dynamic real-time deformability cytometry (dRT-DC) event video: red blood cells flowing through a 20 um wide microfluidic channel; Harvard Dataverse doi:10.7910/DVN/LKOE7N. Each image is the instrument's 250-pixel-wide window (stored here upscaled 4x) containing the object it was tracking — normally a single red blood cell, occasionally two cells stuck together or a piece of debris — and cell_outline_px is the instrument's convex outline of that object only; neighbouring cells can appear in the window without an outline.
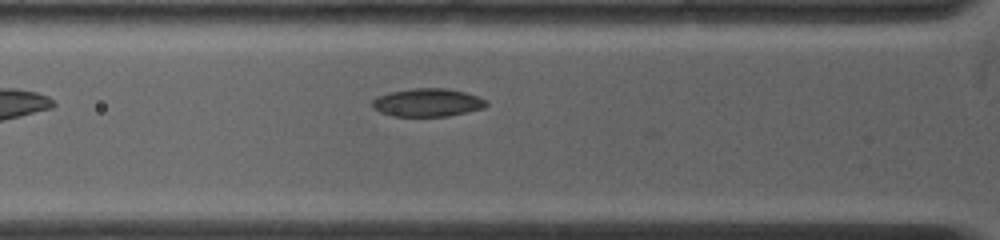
{"species": "common noctule bat (a hibernating species)", "species_latin": "Nyctalus noctula", "temperature_condition": "warm", "stored_images_in_passage": 32, "camera_frame_rate_fps": 4500, "um_per_image_px": 0.085, "animal": {"sex": "female", "body_mass_g": 19.0, "forearm_length_mm": 53.3}, "frame": {"image": 1, "passage_image": 4, "time_ms": 0.667, "image_size_px": [1000, 240], "cell_outline_px": [[488, 104], [484, 108], [468, 112], [448, 116], [392, 116], [380, 112], [372, 108], [372, 100], [376, 96], [392, 92], [412, 88], [448, 88], [464, 92], [488, 100]], "centroid_in_image_um": [36.34, 8.72], "position_along_channel_um": 89.5, "area_um2": 18.79}}
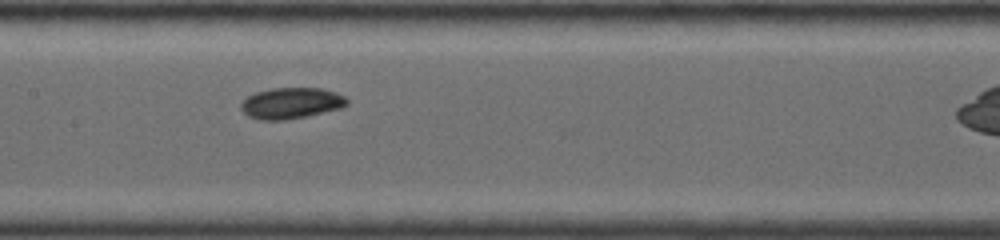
{"frame": {"image": 2, "passage_image": 15, "time_ms": 3.111, "image_size_px": [1000, 240], "cell_outline_px": [[348, 104], [340, 108], [304, 116], [284, 120], [260, 120], [248, 116], [240, 108], [240, 104], [248, 96], [256, 92], [272, 88], [320, 88], [336, 92], [344, 96], [348, 100]], "centroid_in_image_um": [24.73, 8.76], "position_along_channel_um": 182.7, "area_um2": 19.02}}
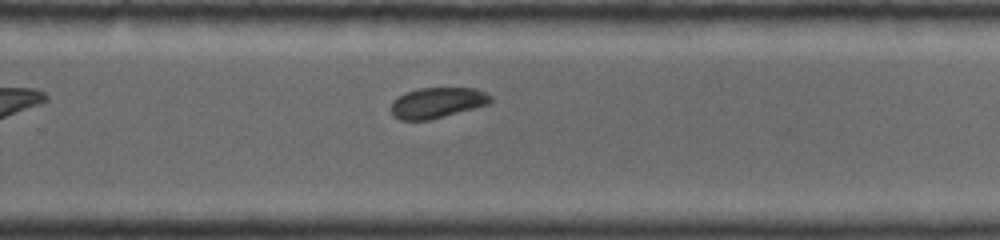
{"frame": {"image": 3, "passage_image": 28, "time_ms": 6.0, "image_size_px": [1000, 240], "cell_outline_px": [[492, 100], [488, 104], [444, 116], [428, 120], [400, 120], [392, 116], [392, 104], [404, 92], [416, 88], [476, 88], [492, 96]], "centroid_in_image_um": [37.16, 8.72], "position_along_channel_um": 292.6, "area_um2": 17.57}}